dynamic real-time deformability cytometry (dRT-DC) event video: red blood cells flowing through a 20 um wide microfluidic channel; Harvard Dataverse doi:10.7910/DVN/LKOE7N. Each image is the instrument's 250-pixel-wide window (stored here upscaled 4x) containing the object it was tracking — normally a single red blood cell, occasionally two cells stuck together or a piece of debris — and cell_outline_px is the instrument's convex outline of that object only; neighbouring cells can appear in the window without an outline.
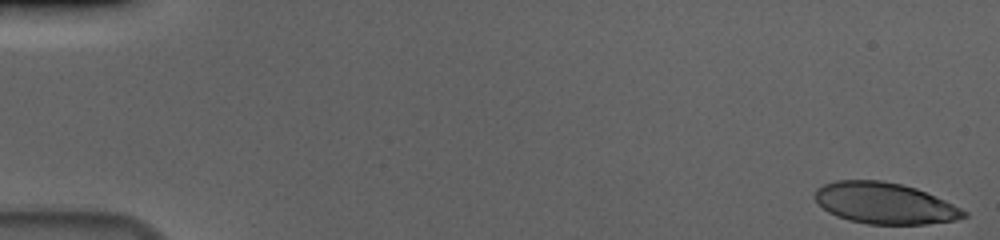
{"species": "human", "species_latin": "Homo sapiens", "temperature_condition": "cold", "stored_images_in_passage": 56, "camera_frame_rate_fps": 3000, "um_per_image_px": 0.085, "donor": {"sex": "male"}, "frame": {"image": 1, "passage_image": 1, "time_ms": 0.0, "image_size_px": [1000, 240], "cell_outline_px": [[968, 216], [956, 220], [924, 224], [868, 224], [848, 220], [836, 216], [828, 212], [816, 200], [816, 188], [824, 184], [836, 180], [880, 180], [900, 184], [916, 188], [944, 200], [968, 212]], "centroid_in_image_um": [75.2, 17.28], "position_along_channel_um": 9.8, "area_um2": 35.55}}
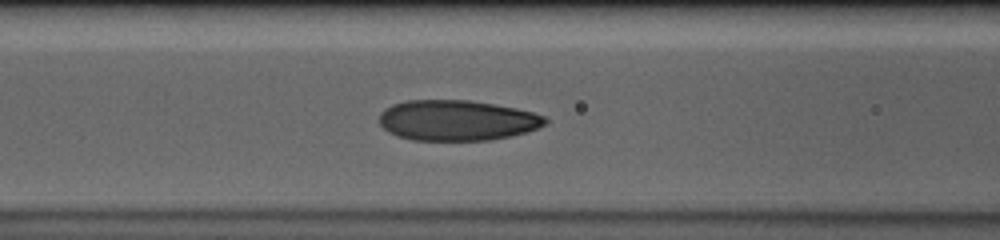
{"frame": {"image": 2, "passage_image": 24, "time_ms": 7.667, "image_size_px": [1000, 240], "cell_outline_px": [[548, 124], [512, 136], [492, 140], [412, 140], [388, 132], [380, 124], [380, 112], [384, 108], [392, 104], [404, 100], [468, 100], [516, 108], [532, 112], [544, 116], [548, 120]], "centroid_in_image_um": [38.83, 10.23], "position_along_channel_um": 127.8, "area_um2": 39.19}}
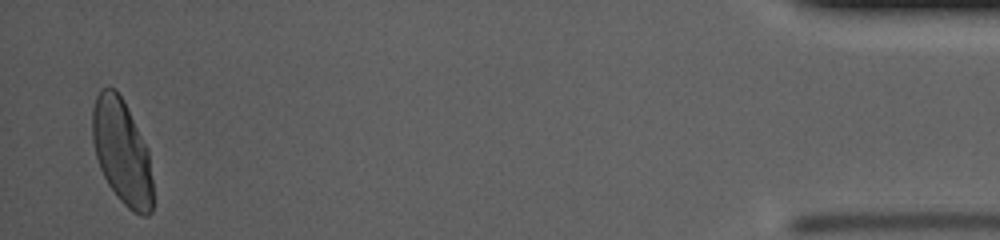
{"frame": {"image": 3, "passage_image": 55, "time_ms": 18.0, "image_size_px": [1000, 240], "cell_outline_px": [[152, 212], [148, 216], [140, 216], [132, 212], [116, 196], [108, 184], [100, 168], [96, 156], [92, 140], [92, 108], [96, 96], [100, 88], [116, 88], [124, 100], [148, 148], [152, 180]], "centroid_in_image_um": [10.36, 12.91], "position_along_channel_um": 424.8, "area_um2": 37.28}, "authors_computed_cell_mechanics": {"area_um2": 38.0902, "velocity_mm_per_s": 3.6575, "shape_relaxation_time_tau1_ms": 4.6077, "shape_relaxation_time_tau2_ms": 0.8119, "deformation_change_tau1": 0.1924, "deformation_change_tau2": 0.0608}}